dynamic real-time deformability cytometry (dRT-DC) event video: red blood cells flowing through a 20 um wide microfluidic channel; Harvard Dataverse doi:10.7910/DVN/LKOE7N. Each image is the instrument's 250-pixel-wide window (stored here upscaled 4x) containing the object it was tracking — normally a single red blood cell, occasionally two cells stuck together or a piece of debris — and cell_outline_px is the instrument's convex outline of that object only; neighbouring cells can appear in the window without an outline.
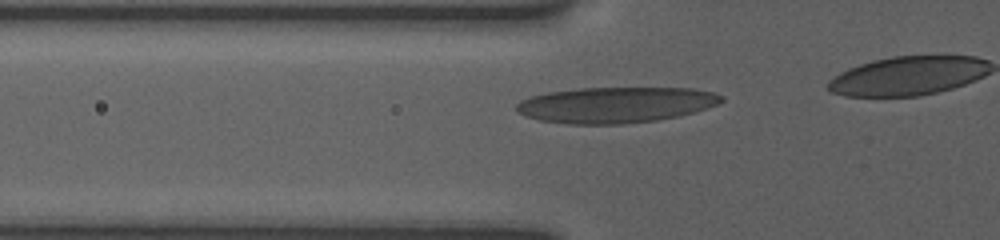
{"species": "human", "species_latin": "Homo sapiens", "temperature_condition": "room temperature", "stored_images_in_passage": 10, "segment_of_instrument_passage": [1, 2], "camera_frame_rate_fps": 3000, "um_per_image_px": 0.085, "donor": {"sex": "female"}, "frame": {"image": 1, "passage_image": 5, "time_ms": 2.667, "image_size_px": [1000, 240], "cell_outline_px": [[724, 100], [716, 104], [680, 116], [656, 120], [620, 124], [568, 124], [540, 120], [524, 116], [516, 108], [516, 104], [520, 100], [532, 96], [548, 92], [580, 88], [692, 88], [712, 92], [724, 96]], "centroid_in_image_um": [52.31, 8.91], "position_along_channel_um": 73.5, "area_um2": 42.6}}
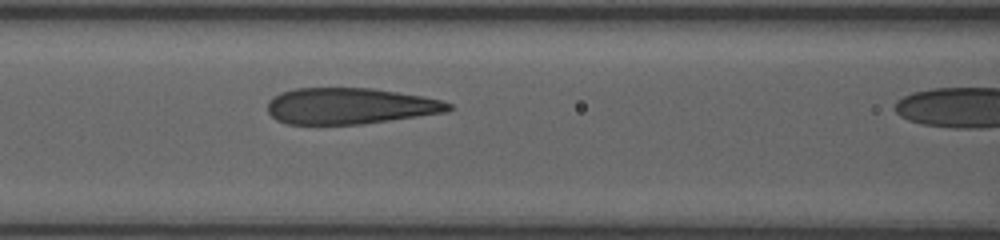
{"frame": {"image": 2, "passage_image": 9, "time_ms": 4.333, "image_size_px": [1000, 240], "cell_outline_px": [[452, 108], [448, 112], [364, 124], [288, 124], [276, 120], [268, 112], [268, 100], [280, 92], [296, 88], [372, 88], [424, 96], [444, 100], [452, 104]], "centroid_in_image_um": [29.78, 9.01], "position_along_channel_um": 136.8, "area_um2": 38.49}}